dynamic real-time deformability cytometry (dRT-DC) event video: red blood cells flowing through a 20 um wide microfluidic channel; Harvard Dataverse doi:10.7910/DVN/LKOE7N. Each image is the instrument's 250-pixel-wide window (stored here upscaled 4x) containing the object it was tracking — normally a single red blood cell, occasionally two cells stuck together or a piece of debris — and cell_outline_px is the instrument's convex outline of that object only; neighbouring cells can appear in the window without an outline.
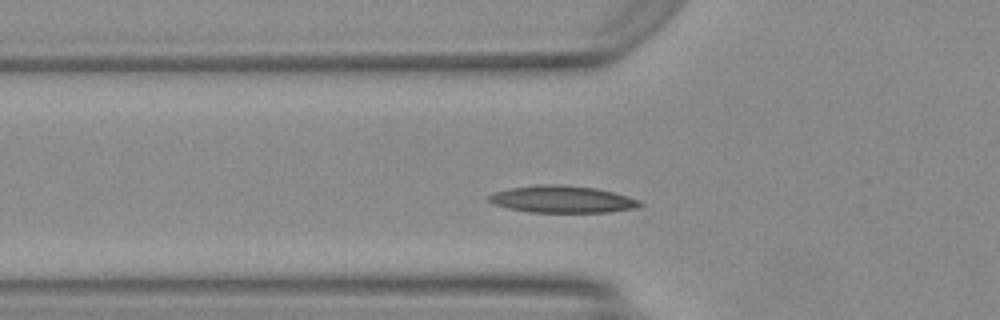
{"species": "Egyptian fruit bat (a non-hibernating species)", "species_latin": "Rousettus aegyptiacus", "temperature_condition": "warm", "stored_images_in_passage": 42, "segment_of_instrument_passage": [1, 2], "camera_frame_rate_fps": 3000, "um_per_image_px": 0.085, "animal": {"sex": "female"}, "frame": {"image": 1, "passage_image": 9, "time_ms": 2.667, "image_size_px": [1000, 320], "cell_outline_px": [[644, 204], [636, 208], [608, 212], [528, 212], [508, 208], [492, 204], [488, 200], [488, 196], [496, 192], [512, 188], [540, 184], [560, 184], [596, 188], [612, 192], [640, 200]], "centroid_in_image_um": [47.79, 16.94], "position_along_channel_um": 78.0, "area_um2": 23.7}}
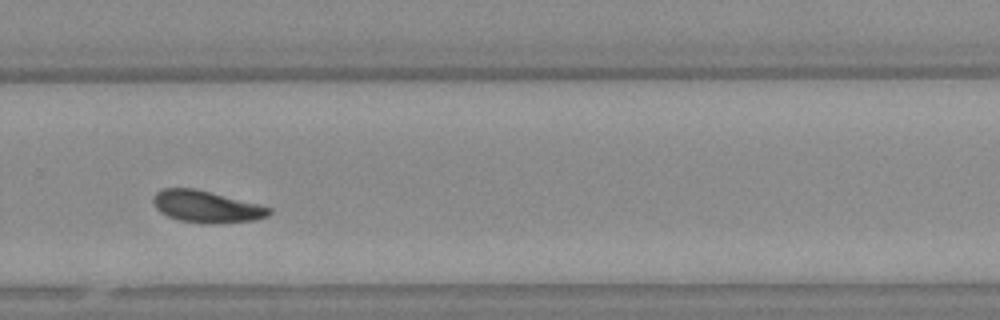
{"frame": {"image": 2, "passage_image": 26, "time_ms": 8.333, "image_size_px": [1000, 320], "cell_outline_px": [[272, 212], [268, 216], [256, 220], [216, 224], [208, 224], [180, 220], [168, 216], [160, 212], [156, 208], [152, 200], [152, 196], [156, 192], [164, 188], [192, 188], [272, 208]], "centroid_in_image_um": [17.52, 17.58], "position_along_channel_um": 312.3, "area_um2": 21.27}}
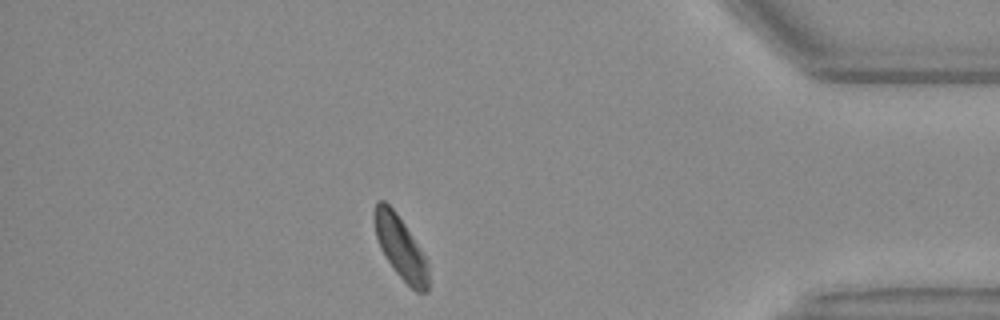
{"frame": {"image": 3, "passage_image": 35, "time_ms": 11.333, "image_size_px": [1000, 320], "cell_outline_px": [[428, 292], [416, 292], [396, 272], [380, 248], [376, 236], [372, 220], [372, 212], [376, 200], [384, 200], [396, 212], [428, 260]], "centroid_in_image_um": [34.02, 20.99], "position_along_channel_um": 401.2, "area_um2": 19.77}}